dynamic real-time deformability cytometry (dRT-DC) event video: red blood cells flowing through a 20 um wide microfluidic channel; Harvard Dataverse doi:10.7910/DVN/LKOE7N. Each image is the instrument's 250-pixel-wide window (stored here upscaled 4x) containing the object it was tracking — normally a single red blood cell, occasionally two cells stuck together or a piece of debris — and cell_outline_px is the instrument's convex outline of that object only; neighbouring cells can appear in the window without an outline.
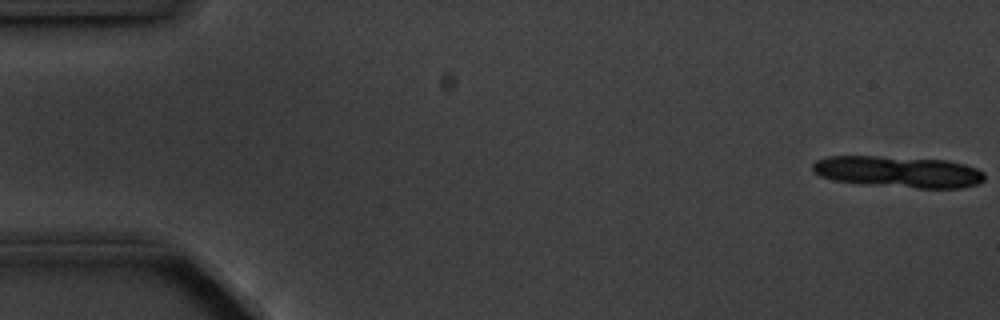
{"species": "common noctule bat (a hibernating species)", "species_latin": "Nyctalus noctula", "temperature_condition": "cold", "stored_images_in_passage": 6, "camera_frame_rate_fps": 3000, "um_per_image_px": 0.085, "animal": {"sex": "male", "body_mass_g": 20.1, "forearm_length_mm": 53.5}, "frame": {"image": 1, "passage_image": 1, "time_ms": 0.0, "image_size_px": [1000, 320], "cell_outline_px": [[984, 180], [980, 184], [960, 188], [916, 188], [864, 184], [832, 180], [820, 176], [812, 168], [812, 164], [816, 160], [828, 156], [876, 156], [948, 160], [964, 164], [976, 168], [984, 172]], "centroid_in_image_um": [76.38, 14.6], "position_along_channel_um": 8.6, "area_um2": 31.62}}